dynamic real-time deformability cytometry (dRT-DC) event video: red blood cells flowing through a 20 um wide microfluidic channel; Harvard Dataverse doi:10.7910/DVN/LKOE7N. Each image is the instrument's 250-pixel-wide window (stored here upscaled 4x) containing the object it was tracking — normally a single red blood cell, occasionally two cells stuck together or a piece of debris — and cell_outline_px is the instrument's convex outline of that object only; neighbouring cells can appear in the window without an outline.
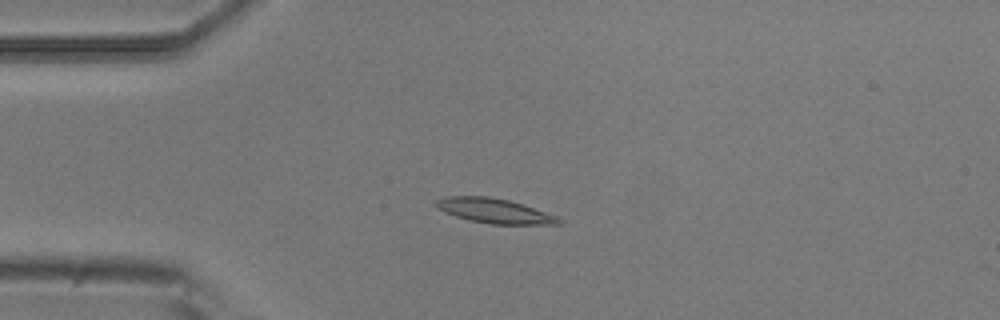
{"species": "common noctule bat (a hibernating species)", "species_latin": "Nyctalus noctula", "temperature_condition": "room temperature", "stored_images_in_passage": 43, "camera_frame_rate_fps": 3000, "um_per_image_px": 0.085, "animal": {"sex": "male", "body_mass_g": 20.5, "forearm_length_mm": 52.5}, "frame": {"image": 1, "passage_image": 2, "time_ms": 0.333, "image_size_px": [1000, 320], "cell_outline_px": [[564, 220], [560, 224], [492, 224], [468, 220], [444, 212], [436, 208], [436, 200], [444, 196], [488, 196], [508, 200], [556, 216]], "centroid_in_image_um": [41.97, 17.92], "position_along_channel_um": 43.0, "area_um2": 17.46}}
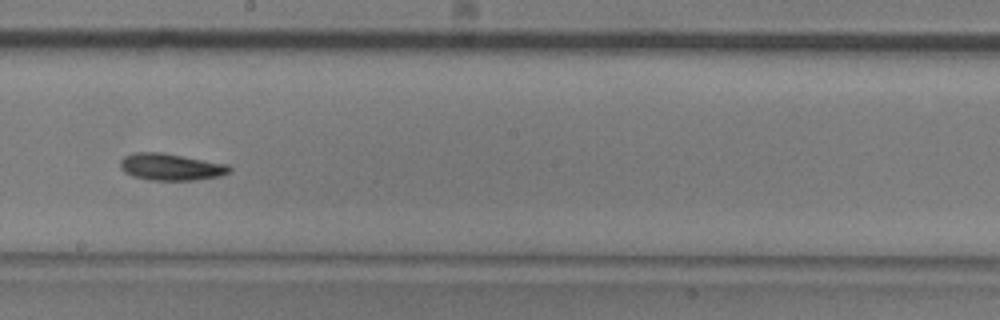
{"frame": {"image": 2, "passage_image": 19, "time_ms": 6.0, "image_size_px": [1000, 320], "cell_outline_px": [[232, 172], [220, 176], [196, 180], [148, 180], [132, 176], [124, 172], [120, 168], [120, 160], [124, 156], [136, 152], [160, 152], [228, 164], [232, 168]], "centroid_in_image_um": [14.53, 14.19], "position_along_channel_um": 233.7, "area_um2": 17.22}}
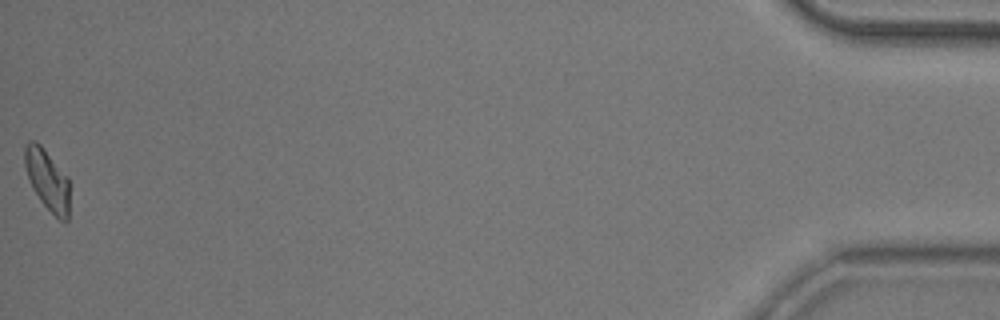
{"frame": {"image": 3, "passage_image": 43, "time_ms": 14.0, "image_size_px": [1000, 320], "cell_outline_px": [[68, 220], [60, 220], [40, 200], [32, 188], [24, 164], [24, 148], [28, 140], [36, 140], [40, 144], [68, 176]], "centroid_in_image_um": [4.0, 15.23], "position_along_channel_um": 431.2, "area_um2": 15.72}, "authors_computed_cell_mechanics": {"area_um2": 16.5308, "velocity_mm_per_s": 3.7212, "shape_relaxation_time_tau1_ms": 5.3041, "shape_relaxation_time_tau2_ms": null, "deformation_change_tau1": 0.1367, "deformation_change_tau2": null}}